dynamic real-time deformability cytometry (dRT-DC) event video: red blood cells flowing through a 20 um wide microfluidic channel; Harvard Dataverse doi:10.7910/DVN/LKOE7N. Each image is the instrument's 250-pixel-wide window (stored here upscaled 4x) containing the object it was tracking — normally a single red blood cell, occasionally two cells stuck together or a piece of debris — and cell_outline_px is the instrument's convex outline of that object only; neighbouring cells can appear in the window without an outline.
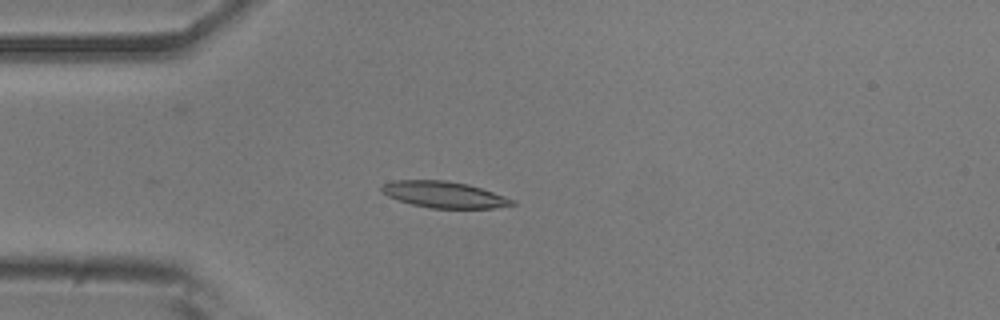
{"species": "common noctule bat (a hibernating species)", "species_latin": "Nyctalus noctula", "temperature_condition": "room temperature", "stored_images_in_passage": 17, "camera_frame_rate_fps": 3000, "um_per_image_px": 0.085, "animal": {"sex": "male", "body_mass_g": 20.5, "forearm_length_mm": 52.5}, "frame": {"image": 1, "passage_image": 14, "time_ms": 4.333, "image_size_px": [1000, 320], "cell_outline_px": [[516, 204], [492, 208], [432, 208], [412, 204], [388, 196], [380, 188], [384, 184], [396, 180], [444, 180], [468, 184], [516, 200]], "centroid_in_image_um": [37.77, 16.54], "position_along_channel_um": 47.2, "area_um2": 19.71}}